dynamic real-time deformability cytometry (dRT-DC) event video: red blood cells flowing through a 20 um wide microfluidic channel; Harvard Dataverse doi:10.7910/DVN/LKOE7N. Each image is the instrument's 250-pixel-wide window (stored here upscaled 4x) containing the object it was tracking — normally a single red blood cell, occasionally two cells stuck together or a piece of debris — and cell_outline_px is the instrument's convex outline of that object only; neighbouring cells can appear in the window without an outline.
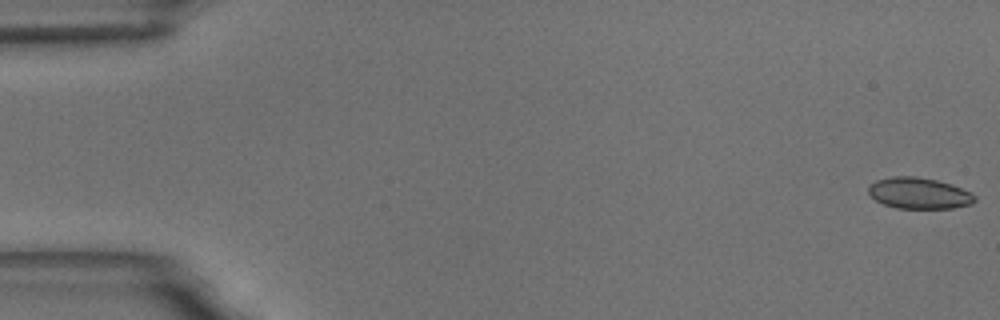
{"species": "common noctule bat (a hibernating species)", "species_latin": "Nyctalus noctula", "temperature_condition": "room temperature", "stored_images_in_passage": 58, "camera_frame_rate_fps": 3000, "um_per_image_px": 0.085, "animal": {"sex": "male", "body_mass_g": 18.8}, "frame": {"image": 1, "passage_image": 1, "time_ms": 0.0, "image_size_px": [1000, 320], "cell_outline_px": [[976, 200], [972, 204], [952, 208], [896, 208], [884, 204], [876, 200], [868, 192], [868, 188], [876, 180], [892, 176], [916, 176], [936, 180], [952, 184], [972, 192], [976, 196]], "centroid_in_image_um": [78.15, 16.42], "position_along_channel_um": 6.8, "area_um2": 19.36}}
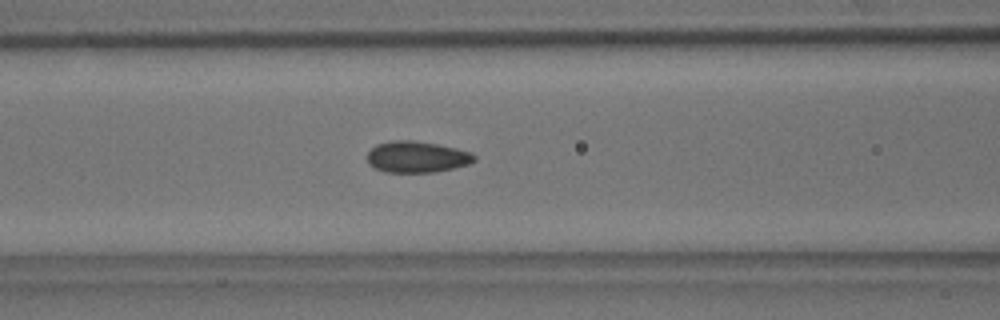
{"frame": {"image": 2, "passage_image": 24, "time_ms": 7.667, "image_size_px": [1000, 320], "cell_outline_px": [[476, 160], [468, 164], [452, 168], [432, 172], [384, 172], [368, 164], [368, 152], [376, 144], [392, 140], [412, 140], [436, 144], [456, 148], [472, 152], [476, 156]], "centroid_in_image_um": [35.43, 13.33], "position_along_channel_um": 131.2, "area_um2": 19.48}}
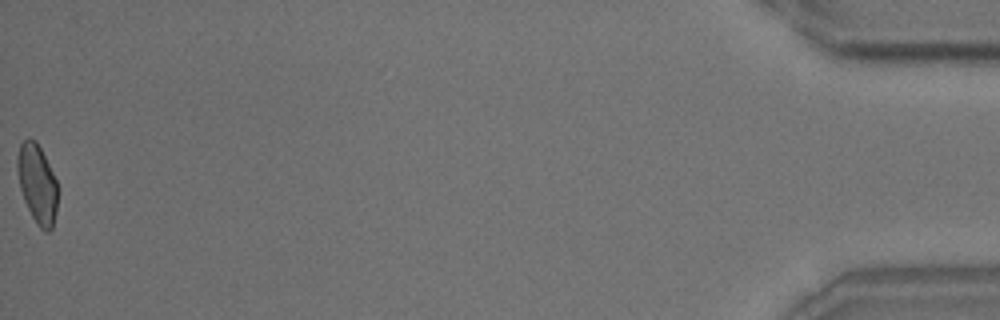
{"frame": {"image": 3, "passage_image": 58, "time_ms": 19.0, "image_size_px": [1000, 320], "cell_outline_px": [[56, 212], [52, 228], [48, 232], [44, 232], [36, 224], [24, 200], [20, 188], [16, 168], [16, 160], [20, 144], [28, 136], [36, 140], [56, 180]], "centroid_in_image_um": [3.13, 15.61], "position_along_channel_um": 432.1, "area_um2": 18.44}, "authors_computed_cell_mechanics": {"area_um2": 19.3052, "velocity_mm_per_s": 3.5363, "shape_relaxation_time_tau1_ms": 10.4849, "shape_relaxation_time_tau2_ms": 1.1076, "deformation_change_tau1": 0.1593, "deformation_change_tau2": 0.0487}}